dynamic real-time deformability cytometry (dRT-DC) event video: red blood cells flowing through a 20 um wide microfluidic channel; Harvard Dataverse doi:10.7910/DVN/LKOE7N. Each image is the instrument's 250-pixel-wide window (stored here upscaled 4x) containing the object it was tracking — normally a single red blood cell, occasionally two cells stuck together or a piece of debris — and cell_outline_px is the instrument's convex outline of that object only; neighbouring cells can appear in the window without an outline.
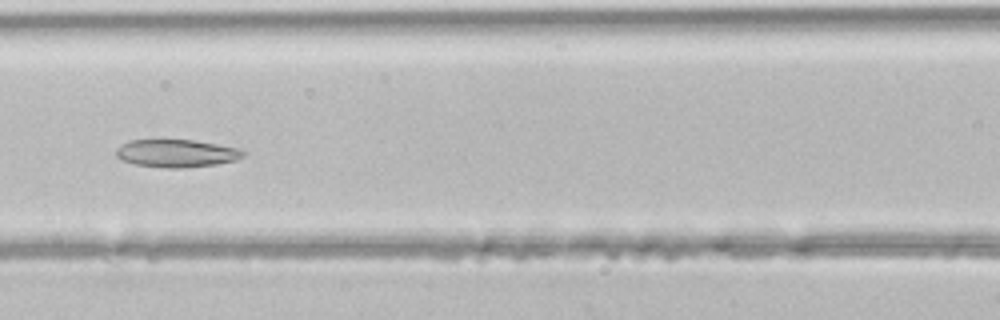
{"species": "common noctule bat (a hibernating species)", "species_latin": "Nyctalus noctula", "temperature_condition": "room temperature", "stored_images_in_passage": 46, "camera_frame_rate_fps": 3000, "um_per_image_px": 0.085, "animal": {"sex": "male", "body_mass_g": 21.5, "forearm_length_mm": 52.0}, "frame": {"image": 1, "passage_image": 20, "time_ms": 6.333, "image_size_px": [1000, 320], "cell_outline_px": [[244, 156], [236, 160], [216, 164], [180, 168], [168, 168], [136, 164], [120, 160], [116, 156], [116, 148], [120, 144], [128, 140], [196, 140], [240, 148], [244, 152]], "centroid_in_image_um": [14.99, 13.02], "position_along_channel_um": 151.6, "area_um2": 20.63}}
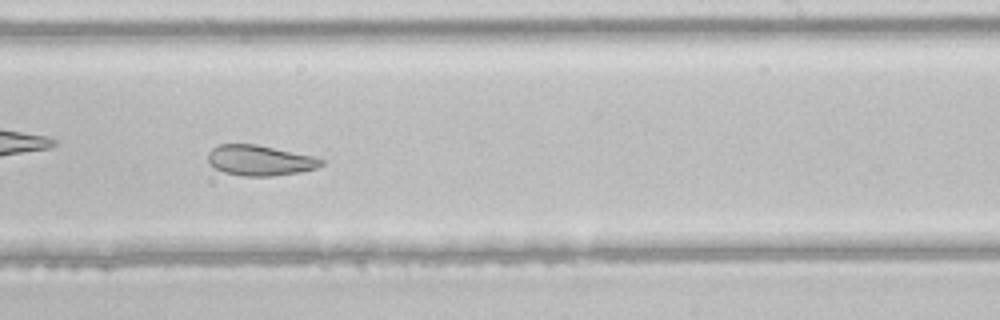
{"frame": {"image": 2, "passage_image": 28, "time_ms": 9.0, "image_size_px": [1000, 320], "cell_outline_px": [[324, 164], [316, 168], [300, 172], [272, 176], [244, 176], [224, 172], [216, 168], [208, 160], [208, 152], [212, 148], [220, 144], [256, 144], [316, 156], [324, 160]], "centroid_in_image_um": [22.13, 13.62], "position_along_channel_um": 266.9, "area_um2": 20.11}}
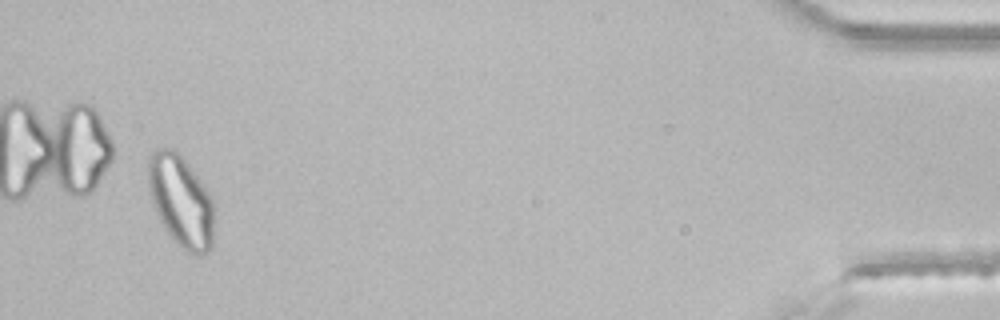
{"frame": {"image": 3, "passage_image": 44, "time_ms": 14.333, "image_size_px": [1000, 320], "cell_outline_px": [[216, 208], [212, 248], [200, 256], [196, 256], [188, 252], [176, 244], [164, 228], [152, 204], [148, 192], [148, 156], [156, 148], [172, 148], [180, 152], [200, 180], [208, 192]], "centroid_in_image_um": [15.39, 17.1], "position_along_channel_um": 419.8, "area_um2": 36.07}}